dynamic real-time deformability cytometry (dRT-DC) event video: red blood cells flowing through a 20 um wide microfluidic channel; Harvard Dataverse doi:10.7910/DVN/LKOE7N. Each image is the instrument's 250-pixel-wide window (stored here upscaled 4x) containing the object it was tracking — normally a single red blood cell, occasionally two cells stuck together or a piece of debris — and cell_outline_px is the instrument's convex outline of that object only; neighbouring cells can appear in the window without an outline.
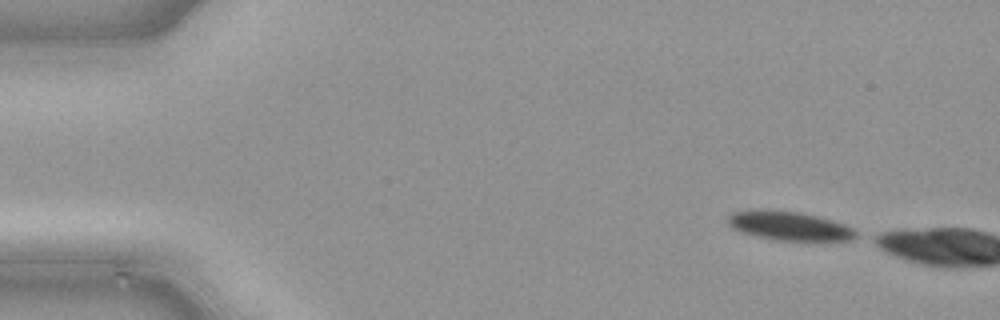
{"species": "common noctule bat (a hibernating species)", "species_latin": "Nyctalus noctula", "temperature_condition": "cold", "stored_images_in_passage": 4, "camera_frame_rate_fps": 3000, "um_per_image_px": 0.085, "animal": {"sex": "male", "body_mass_g": 21.5, "forearm_length_mm": 52.0}, "frame": {"image": 1, "passage_image": 1, "time_ms": 0.0, "image_size_px": [1000, 320], "cell_outline_px": [[856, 236], [848, 240], [772, 240], [756, 236], [732, 228], [728, 224], [728, 216], [732, 212], [760, 208], [800, 212], [832, 220], [844, 224], [852, 228], [856, 232]], "centroid_in_image_um": [67.03, 19.18], "position_along_channel_um": 18.0, "area_um2": 21.56}}